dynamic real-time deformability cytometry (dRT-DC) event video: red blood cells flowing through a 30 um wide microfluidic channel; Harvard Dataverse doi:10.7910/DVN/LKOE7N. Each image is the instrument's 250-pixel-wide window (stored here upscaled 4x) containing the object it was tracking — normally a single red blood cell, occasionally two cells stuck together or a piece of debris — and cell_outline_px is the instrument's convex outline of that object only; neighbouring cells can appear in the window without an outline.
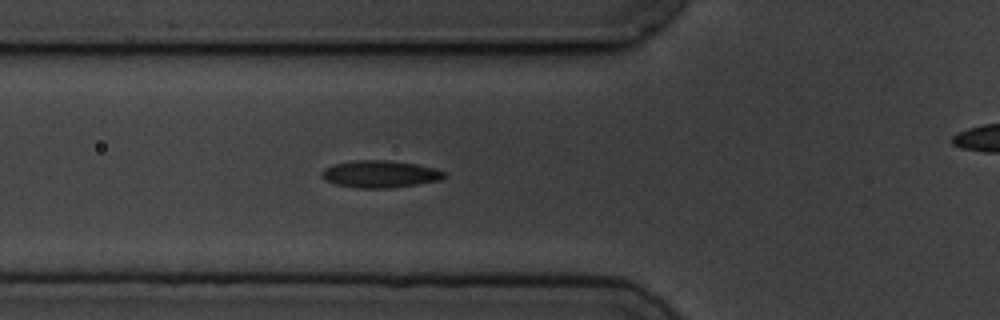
{"species": "common noctule bat (a hibernating species)", "species_latin": "Nyctalus noctula", "temperature_condition": "cold", "stored_images_in_passage": 5, "camera_frame_rate_fps": 3000, "um_per_image_px": 0.085, "animal": {"sex": "male", "body_mass_g": 19.5, "forearm_length_mm": 54.6}, "frame": {"image": 1, "passage_image": 4, "time_ms": 3.333, "image_size_px": [1000, 320], "cell_outline_px": [[448, 176], [440, 180], [392, 188], [356, 188], [336, 184], [324, 180], [320, 176], [320, 172], [324, 168], [332, 164], [356, 160], [388, 160], [416, 164], [436, 168], [444, 172]], "centroid_in_image_um": [32.28, 14.79], "position_along_channel_um": 93.5, "area_um2": 19.59}}